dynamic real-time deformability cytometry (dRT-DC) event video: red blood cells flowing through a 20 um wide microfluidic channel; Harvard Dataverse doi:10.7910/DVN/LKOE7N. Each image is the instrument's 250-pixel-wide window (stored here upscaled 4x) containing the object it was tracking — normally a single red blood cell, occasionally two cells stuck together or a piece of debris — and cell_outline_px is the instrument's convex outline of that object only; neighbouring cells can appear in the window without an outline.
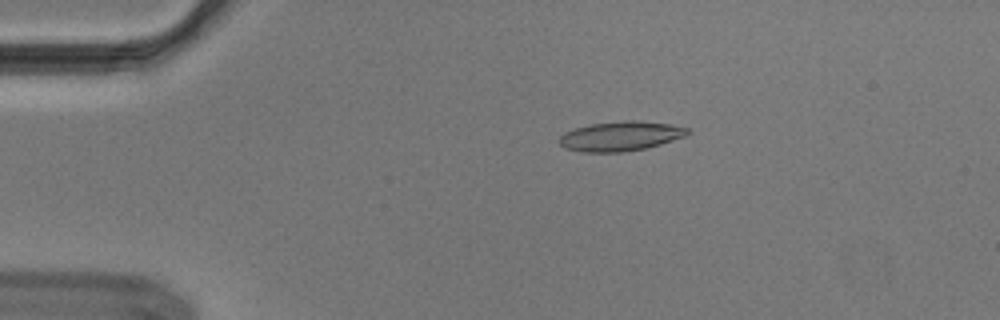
{"species": "Egyptian fruit bat (a non-hibernating species)", "species_latin": "Rousettus aegyptiacus", "temperature_condition": "cold", "stored_images_in_passage": 54, "camera_frame_rate_fps": 3000, "um_per_image_px": 0.085, "animal": {"sex": "male"}, "frame": {"image": 1, "passage_image": 11, "time_ms": 3.333, "image_size_px": [1000, 320], "cell_outline_px": [[692, 132], [688, 136], [660, 144], [644, 148], [620, 152], [584, 152], [564, 148], [560, 144], [560, 136], [564, 132], [576, 128], [592, 124], [624, 120], [636, 120], [672, 124], [688, 128]], "centroid_in_image_um": [52.8, 11.56], "position_along_channel_um": 32.2, "area_um2": 22.14}}
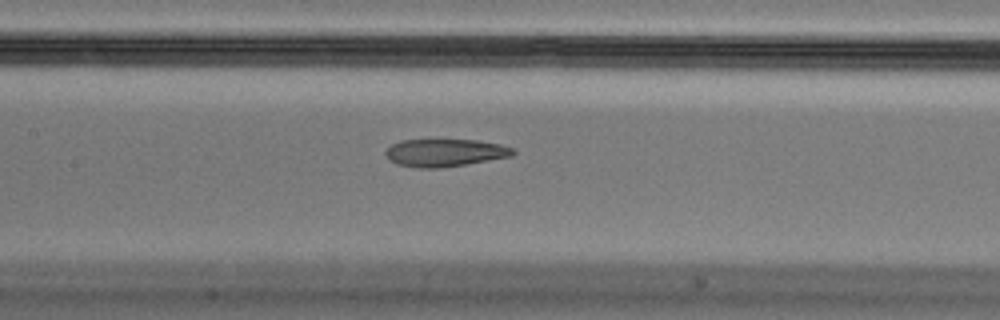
{"frame": {"image": 2, "passage_image": 26, "time_ms": 8.333, "image_size_px": [1000, 320], "cell_outline_px": [[516, 152], [512, 156], [440, 168], [416, 168], [396, 164], [388, 160], [384, 152], [392, 144], [400, 140], [476, 140], [500, 144], [512, 148]], "centroid_in_image_um": [37.77, 12.98], "position_along_channel_um": 169.6, "area_um2": 20.46}}
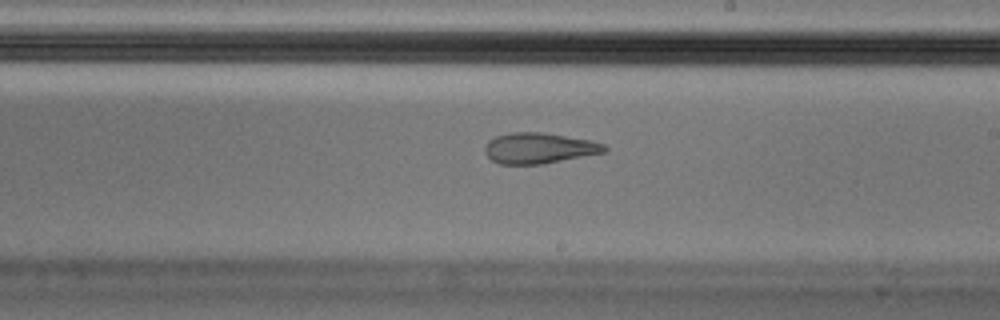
{"frame": {"image": 3, "passage_image": 32, "time_ms": 10.333, "image_size_px": [1000, 320], "cell_outline_px": [[608, 152], [544, 164], [500, 164], [492, 160], [484, 152], [484, 148], [488, 140], [496, 136], [512, 132], [544, 132], [592, 140], [604, 144], [608, 148]], "centroid_in_image_um": [45.86, 12.59], "position_along_channel_um": 243.1, "area_um2": 21.73}, "authors_computed_cell_mechanics": {"area_um2": 21.8195, "velocity_mm_per_s": 3.6868, "shape_relaxation_time_tau1_ms": null, "shape_relaxation_time_tau2_ms": 2.8308, "deformation_change_tau1": null, "deformation_change_tau2": 0.1063}}